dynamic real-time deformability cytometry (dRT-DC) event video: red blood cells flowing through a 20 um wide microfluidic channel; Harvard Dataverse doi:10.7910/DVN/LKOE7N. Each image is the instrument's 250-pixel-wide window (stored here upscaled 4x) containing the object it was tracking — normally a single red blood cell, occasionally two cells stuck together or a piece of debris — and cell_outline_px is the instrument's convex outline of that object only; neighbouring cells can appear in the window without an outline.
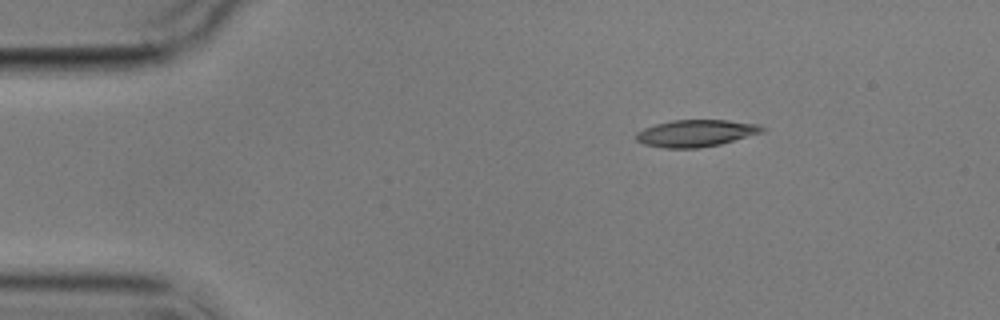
{"species": "common noctule bat (a hibernating species)", "species_latin": "Nyctalus noctula", "temperature_condition": "cold", "stored_images_in_passage": 6, "camera_frame_rate_fps": 3000, "um_per_image_px": 0.085, "animal": {"sex": "male", "body_mass_g": 17.9}, "frame": {"image": 1, "passage_image": 6, "time_ms": 7.0, "image_size_px": [1000, 320], "cell_outline_px": [[764, 132], [720, 144], [700, 148], [664, 148], [644, 144], [636, 140], [636, 132], [644, 128], [656, 124], [672, 120], [728, 120], [760, 124], [764, 128]], "centroid_in_image_um": [59.16, 11.32], "position_along_channel_um": 25.8, "area_um2": 19.83}}